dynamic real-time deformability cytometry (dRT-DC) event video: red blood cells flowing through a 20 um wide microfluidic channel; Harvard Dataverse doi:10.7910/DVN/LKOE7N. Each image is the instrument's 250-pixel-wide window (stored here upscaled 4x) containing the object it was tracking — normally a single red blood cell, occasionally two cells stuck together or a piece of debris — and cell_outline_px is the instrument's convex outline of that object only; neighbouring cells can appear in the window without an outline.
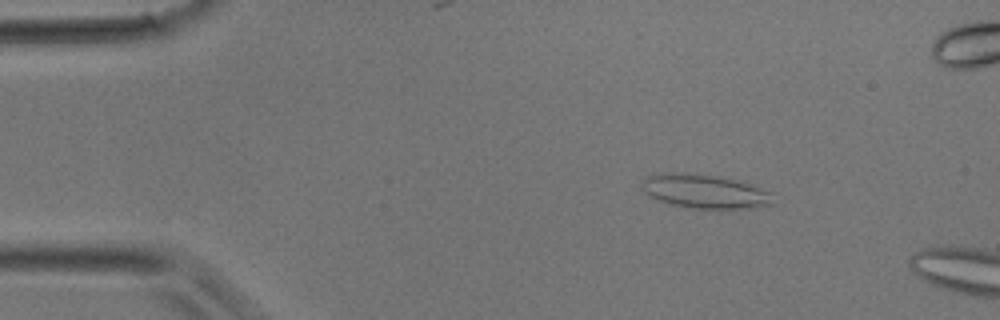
{"species": "common noctule bat (a hibernating species)", "species_latin": "Nyctalus noctula", "temperature_condition": "room temperature", "stored_images_in_passage": 9, "camera_frame_rate_fps": 3000, "um_per_image_px": 0.085, "animal": {"sex": "male", "body_mass_g": 17.9}, "frame": {"image": 1, "passage_image": 6, "time_ms": 1.667, "image_size_px": [1000, 320], "cell_outline_px": [[776, 204], [756, 208], [692, 208], [672, 204], [660, 200], [644, 192], [640, 188], [640, 184], [648, 176], [672, 172], [688, 172], [720, 176], [744, 180], [772, 192]], "centroid_in_image_um": [60.02, 16.25], "position_along_channel_um": 25.0, "area_um2": 26.47}}